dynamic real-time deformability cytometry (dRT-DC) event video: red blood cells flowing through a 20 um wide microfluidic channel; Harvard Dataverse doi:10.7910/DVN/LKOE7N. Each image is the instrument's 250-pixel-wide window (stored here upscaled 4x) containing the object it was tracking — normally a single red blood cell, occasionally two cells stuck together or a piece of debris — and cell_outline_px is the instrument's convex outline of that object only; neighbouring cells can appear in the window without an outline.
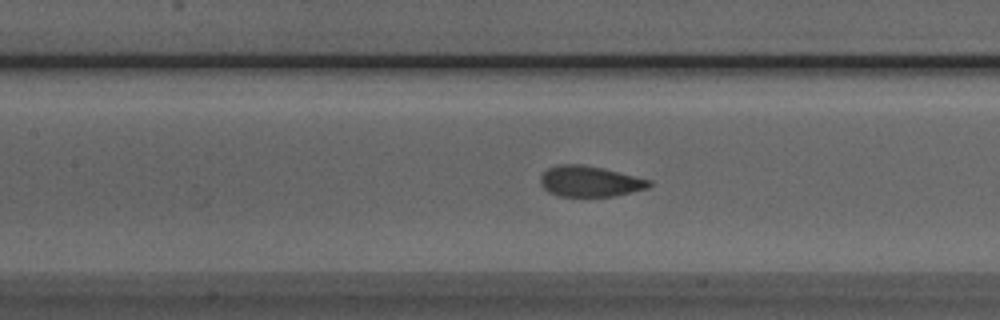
{"species": "Egyptian fruit bat (a non-hibernating species)", "species_latin": "Rousettus aegyptiacus", "temperature_condition": "room temperature", "stored_images_in_passage": 52, "segment_of_instrument_passage": [1, 2], "camera_frame_rate_fps": 3000, "um_per_image_px": 0.085, "animal": {"sex": "male"}, "frame": {"image": 1, "passage_image": 22, "time_ms": 7.0, "image_size_px": [1000, 320], "cell_outline_px": [[652, 184], [648, 188], [632, 192], [612, 196], [560, 196], [548, 192], [540, 184], [540, 176], [548, 168], [560, 164], [584, 164], [604, 168], [652, 180]], "centroid_in_image_um": [50.14, 15.4], "position_along_channel_um": 157.3, "area_um2": 19.59}}
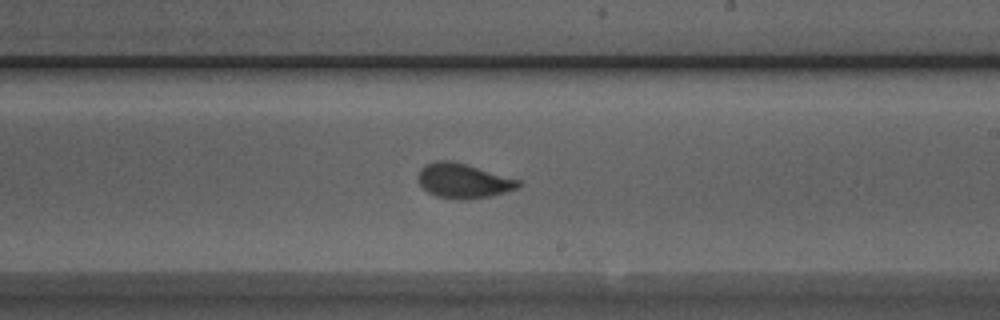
{"frame": {"image": 2, "passage_image": 29, "time_ms": 9.333, "image_size_px": [1000, 320], "cell_outline_px": [[524, 184], [520, 188], [488, 196], [464, 200], [460, 200], [436, 196], [428, 192], [420, 184], [416, 176], [420, 168], [424, 164], [436, 160], [452, 160], [468, 164], [520, 180]], "centroid_in_image_um": [39.37, 15.35], "position_along_channel_um": 249.6, "area_um2": 20.58}}
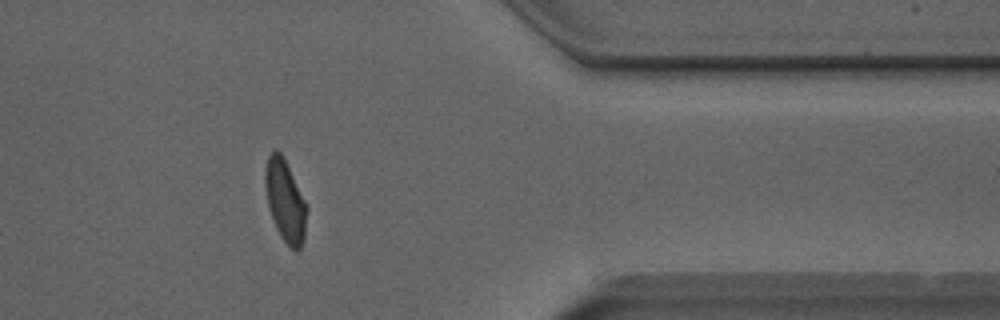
{"frame": {"image": 3, "passage_image": 41, "time_ms": 13.333, "image_size_px": [1000, 320], "cell_outline_px": [[308, 208], [304, 240], [300, 248], [296, 252], [280, 236], [276, 228], [268, 208], [264, 184], [264, 172], [268, 156], [276, 148], [284, 156], [308, 204]], "centroid_in_image_um": [24.26, 17.04], "position_along_channel_um": 387.1, "area_um2": 20.4}}